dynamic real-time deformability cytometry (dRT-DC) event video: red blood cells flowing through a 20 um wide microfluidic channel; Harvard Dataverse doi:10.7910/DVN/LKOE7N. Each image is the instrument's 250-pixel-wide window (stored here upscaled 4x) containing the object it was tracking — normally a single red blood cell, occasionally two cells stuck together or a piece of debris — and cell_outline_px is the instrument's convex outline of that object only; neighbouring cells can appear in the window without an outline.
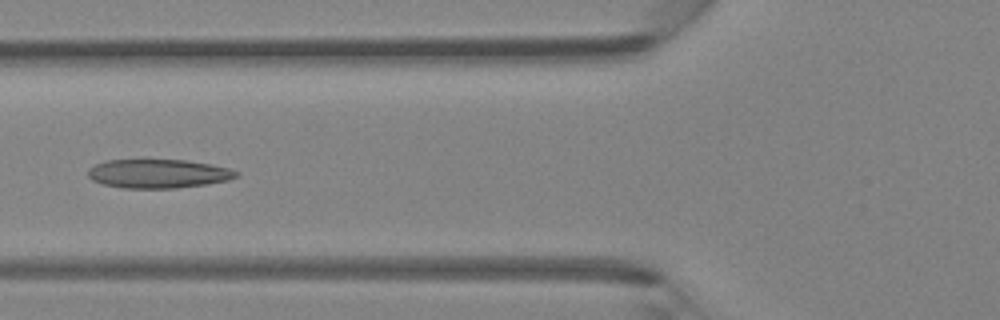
{"species": "Egyptian fruit bat (a non-hibernating species)", "species_latin": "Rousettus aegyptiacus", "temperature_condition": "room temperature", "stored_images_in_passage": 45, "camera_frame_rate_fps": 3000, "um_per_image_px": 0.085, "animal": {"sex": "female"}, "frame": {"image": 1, "passage_image": 17, "time_ms": 5.333, "image_size_px": [1000, 320], "cell_outline_px": [[240, 176], [228, 180], [208, 184], [176, 188], [124, 188], [104, 184], [92, 180], [88, 176], [88, 168], [104, 160], [184, 160], [208, 164], [228, 168], [240, 172]], "centroid_in_image_um": [13.46, 14.76], "position_along_channel_um": 112.3, "area_um2": 24.91}}
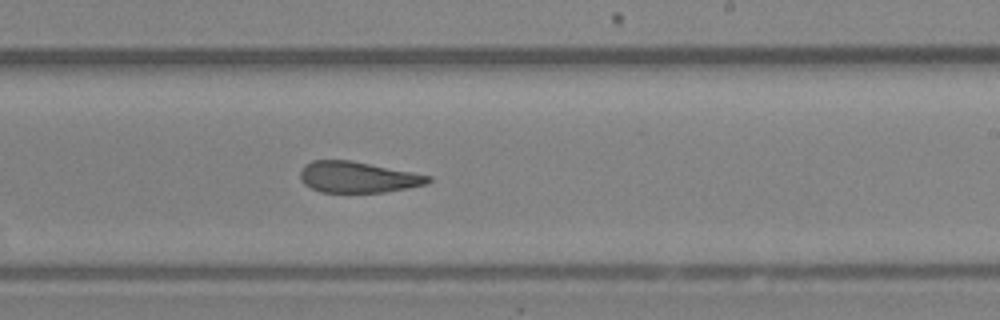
{"frame": {"image": 2, "passage_image": 27, "time_ms": 8.667, "image_size_px": [1000, 320], "cell_outline_px": [[432, 180], [428, 184], [408, 188], [384, 192], [320, 192], [304, 184], [300, 180], [300, 172], [304, 164], [312, 160], [352, 160], [432, 176]], "centroid_in_image_um": [30.41, 15.05], "position_along_channel_um": 258.6, "area_um2": 23.29}}
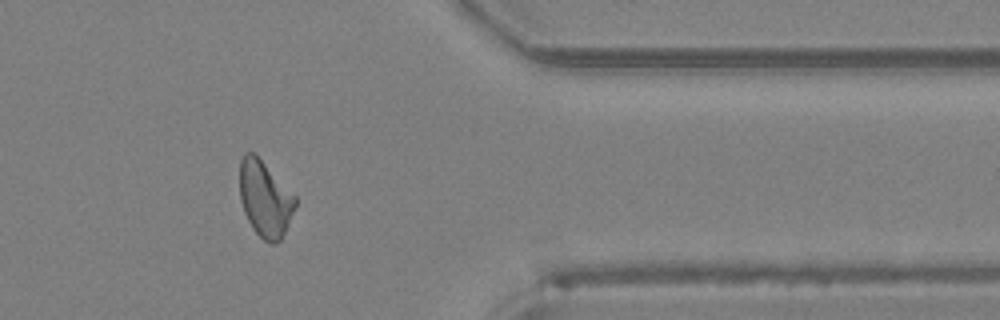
{"frame": {"image": 3, "passage_image": 37, "time_ms": 12.0, "image_size_px": [1000, 320], "cell_outline_px": [[296, 204], [284, 232], [280, 240], [272, 244], [268, 244], [252, 228], [244, 212], [240, 200], [240, 160], [244, 152], [256, 152], [296, 196]], "centroid_in_image_um": [22.51, 16.84], "position_along_channel_um": 388.9, "area_um2": 24.74}}